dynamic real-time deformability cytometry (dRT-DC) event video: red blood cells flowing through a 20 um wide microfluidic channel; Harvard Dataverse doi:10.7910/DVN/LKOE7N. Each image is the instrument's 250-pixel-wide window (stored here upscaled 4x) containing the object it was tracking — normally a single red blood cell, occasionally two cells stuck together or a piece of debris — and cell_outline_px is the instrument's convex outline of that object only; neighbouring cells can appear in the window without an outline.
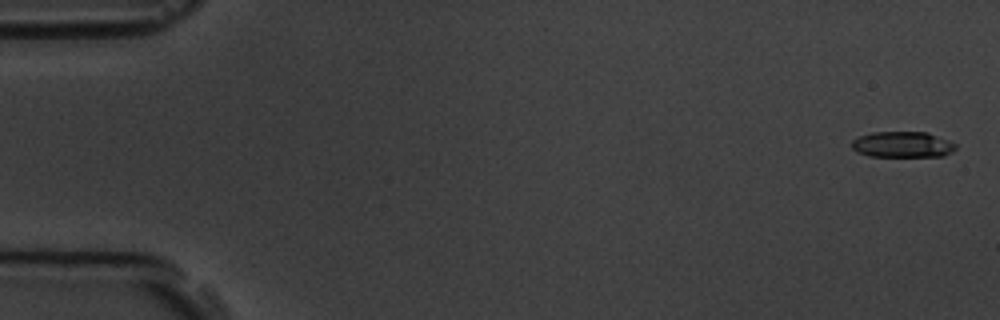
{"species": "common noctule bat (a hibernating species)", "species_latin": "Nyctalus noctula", "temperature_condition": "room temperature", "stored_images_in_passage": 11, "camera_frame_rate_fps": 3000, "um_per_image_px": 0.085, "animal": {"sex": "male", "body_mass_g": 19.5, "forearm_length_mm": 54.6}, "frame": {"image": 1, "passage_image": 1, "time_ms": 0.0, "image_size_px": [1000, 320], "cell_outline_px": [[956, 148], [952, 152], [944, 156], [868, 156], [856, 152], [852, 148], [852, 140], [860, 136], [872, 132], [928, 132], [956, 144]], "centroid_in_image_um": [76.7, 12.29], "position_along_channel_um": 8.3, "area_um2": 15.66}}
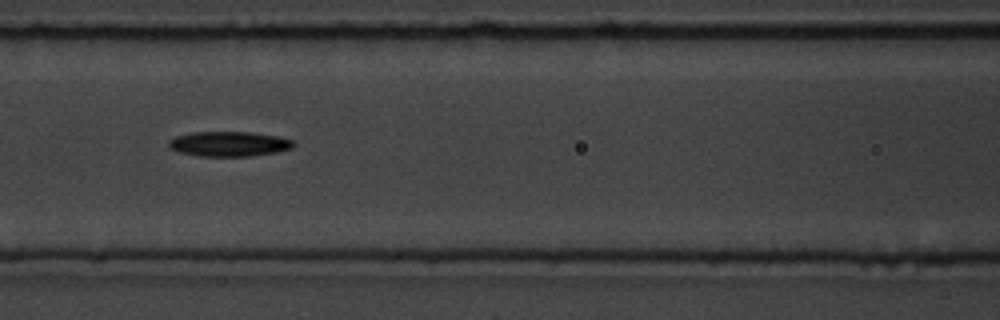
{"frame": {"image": 2, "passage_image": 7, "time_ms": 7.667, "image_size_px": [1000, 320], "cell_outline_px": [[296, 144], [292, 148], [276, 152], [248, 156], [200, 156], [180, 152], [172, 148], [168, 144], [168, 140], [176, 136], [192, 132], [248, 132], [280, 136], [292, 140]], "centroid_in_image_um": [19.49, 12.22], "position_along_channel_um": 147.1, "area_um2": 18.03}}
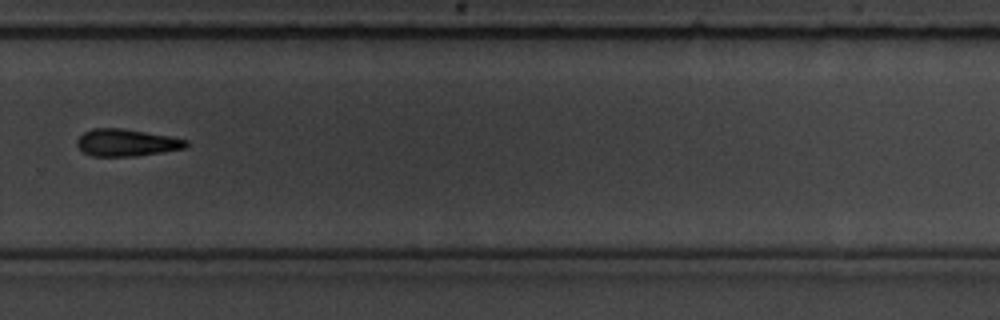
{"frame": {"image": 3, "passage_image": 11, "time_ms": 12.333, "image_size_px": [1000, 320], "cell_outline_px": [[188, 144], [184, 148], [136, 156], [92, 156], [84, 152], [76, 144], [76, 140], [84, 132], [92, 128], [124, 128], [168, 136], [188, 140]], "centroid_in_image_um": [10.72, 12.11], "position_along_channel_um": 319.1, "area_um2": 17.11}}